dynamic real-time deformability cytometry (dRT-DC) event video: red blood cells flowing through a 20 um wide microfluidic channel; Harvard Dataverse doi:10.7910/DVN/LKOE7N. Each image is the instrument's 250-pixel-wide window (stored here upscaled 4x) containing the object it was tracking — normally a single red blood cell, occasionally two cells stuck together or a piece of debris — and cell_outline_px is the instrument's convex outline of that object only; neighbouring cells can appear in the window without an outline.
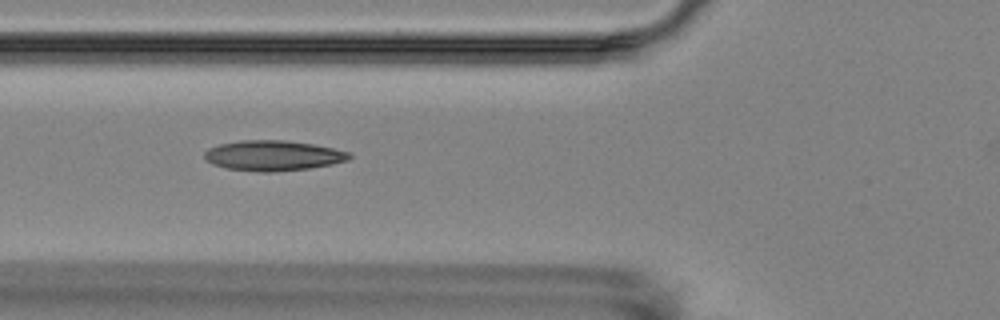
{"species": "Egyptian fruit bat (a non-hibernating species)", "species_latin": "Rousettus aegyptiacus", "temperature_condition": "room temperature", "stored_images_in_passage": 4, "camera_frame_rate_fps": 3000, "um_per_image_px": 0.085, "animal": {"sex": "female"}, "frame": {"image": 1, "passage_image": 3, "time_ms": 2.333, "image_size_px": [1000, 320], "cell_outline_px": [[352, 156], [348, 160], [332, 164], [308, 168], [272, 172], [260, 172], [224, 168], [212, 164], [204, 160], [204, 152], [208, 148], [220, 144], [240, 140], [284, 140], [312, 144], [332, 148], [348, 152]], "centroid_in_image_um": [23.15, 13.23], "position_along_channel_um": 102.6, "area_um2": 25.55}}
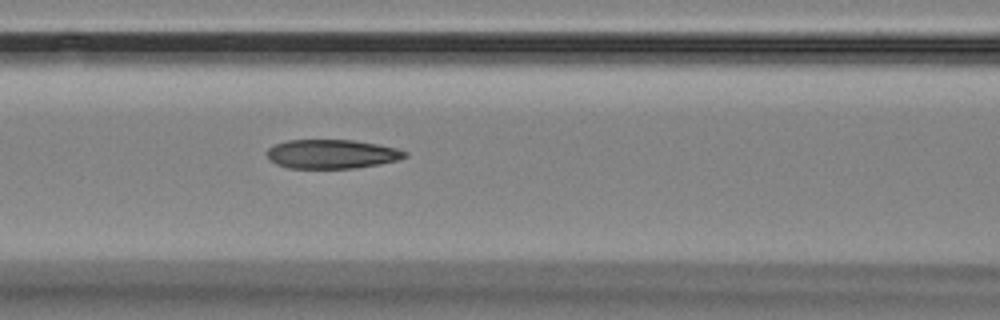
{"frame": {"image": 2, "passage_image": 4, "time_ms": 3.333, "image_size_px": [1000, 320], "cell_outline_px": [[408, 156], [396, 160], [380, 164], [356, 168], [288, 168], [276, 164], [268, 160], [264, 152], [268, 148], [276, 144], [288, 140], [352, 140], [376, 144], [396, 148], [408, 152]], "centroid_in_image_um": [28.16, 13.1], "position_along_channel_um": 138.4, "area_um2": 23.47}}